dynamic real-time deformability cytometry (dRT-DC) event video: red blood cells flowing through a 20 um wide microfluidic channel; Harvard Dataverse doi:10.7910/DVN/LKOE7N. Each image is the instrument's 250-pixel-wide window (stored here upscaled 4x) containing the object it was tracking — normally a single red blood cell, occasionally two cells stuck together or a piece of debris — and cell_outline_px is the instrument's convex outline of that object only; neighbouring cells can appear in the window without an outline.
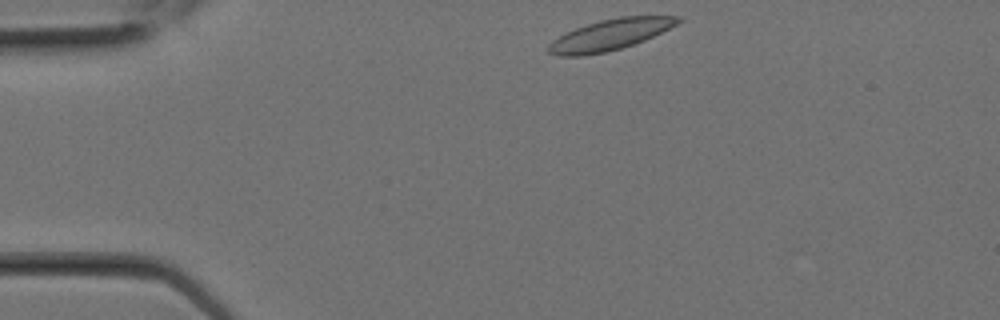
{"species": "Egyptian fruit bat (a non-hibernating species)", "species_latin": "Rousettus aegyptiacus", "temperature_condition": "room temperature", "stored_images_in_passage": 2, "camera_frame_rate_fps": 3000, "um_per_image_px": 0.085, "animal": {"sex": "female"}, "frame": {"image": 1, "passage_image": 1, "time_ms": 0.0, "image_size_px": [1000, 320], "cell_outline_px": [[684, 20], [644, 40], [620, 48], [604, 52], [580, 56], [556, 56], [548, 52], [548, 44], [552, 40], [576, 28], [600, 20], [620, 16], [680, 16]], "centroid_in_image_um": [51.83, 2.95], "position_along_channel_um": 33.2, "area_um2": 22.95}}